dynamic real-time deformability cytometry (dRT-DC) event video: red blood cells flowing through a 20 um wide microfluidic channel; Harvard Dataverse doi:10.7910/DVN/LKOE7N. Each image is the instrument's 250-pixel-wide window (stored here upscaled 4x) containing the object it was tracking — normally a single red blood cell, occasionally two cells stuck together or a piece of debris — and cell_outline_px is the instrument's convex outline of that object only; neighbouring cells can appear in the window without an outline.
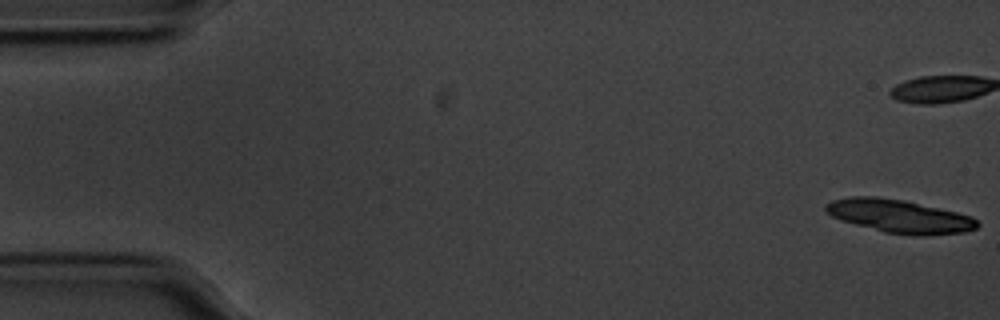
{"species": "common noctule bat (a hibernating species)", "species_latin": "Nyctalus noctula", "temperature_condition": "cold", "stored_images_in_passage": 56, "camera_frame_rate_fps": 3000, "um_per_image_px": 0.085, "animal": {"sex": "male", "body_mass_g": 20.1, "forearm_length_mm": 53.5}, "frame": {"image": 1, "passage_image": 1, "time_ms": 0.0, "image_size_px": [1000, 320], "cell_outline_px": [[980, 224], [976, 228], [964, 232], [924, 236], [920, 236], [884, 232], [840, 220], [832, 216], [824, 208], [824, 204], [832, 200], [848, 196], [876, 196], [904, 200], [956, 212], [972, 216]], "centroid_in_image_um": [76.43, 18.37], "position_along_channel_um": 8.6, "area_um2": 29.36}, "authors_computed_cell_mechanics": {"area_um2": 17.629, "velocity_mm_per_s": 3.5369, "shape_relaxation_time_tau1_ms": 3.5809, "shape_relaxation_time_tau2_ms": null, "deformation_change_tau1": 0.1159, "deformation_change_tau2": null}}